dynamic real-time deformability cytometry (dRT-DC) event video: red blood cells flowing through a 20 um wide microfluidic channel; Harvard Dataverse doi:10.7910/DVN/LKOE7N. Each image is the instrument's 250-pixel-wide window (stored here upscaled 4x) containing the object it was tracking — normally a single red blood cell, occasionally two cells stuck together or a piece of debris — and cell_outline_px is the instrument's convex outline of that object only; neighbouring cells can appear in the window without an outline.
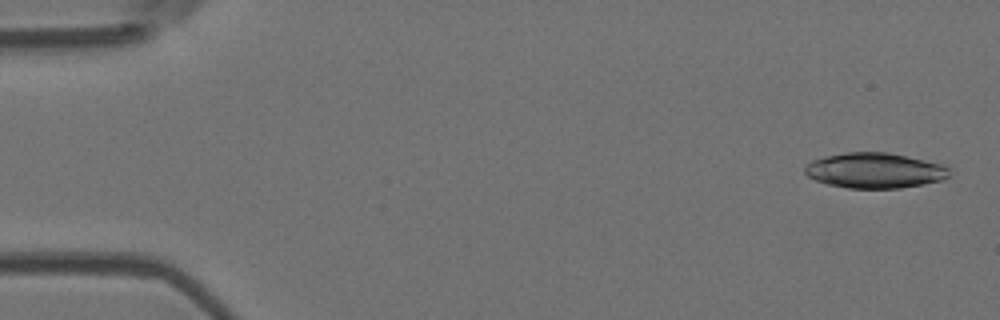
{"species": "Egyptian fruit bat (a non-hibernating species)", "species_latin": "Rousettus aegyptiacus", "temperature_condition": "room temperature", "stored_images_in_passage": 6, "camera_frame_rate_fps": 3000, "um_per_image_px": 0.085, "animal": {"sex": "female"}, "frame": {"image": 1, "passage_image": 1, "time_ms": 0.0, "image_size_px": [1000, 320], "cell_outline_px": [[948, 176], [944, 180], [924, 184], [900, 188], [848, 188], [828, 184], [816, 180], [808, 176], [804, 172], [804, 164], [812, 160], [824, 156], [848, 152], [888, 152], [924, 160], [940, 164], [948, 168]], "centroid_in_image_um": [74.31, 14.49], "position_along_channel_um": 10.7, "area_um2": 29.71}}
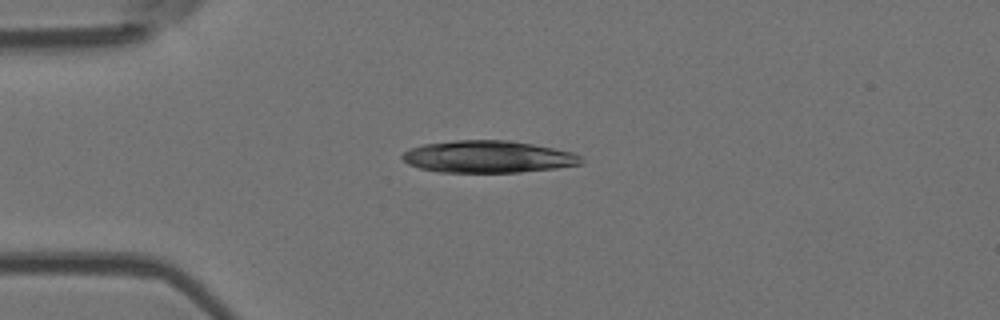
{"frame": {"image": 2, "passage_image": 4, "time_ms": 3.667, "image_size_px": [1000, 320], "cell_outline_px": [[584, 164], [556, 168], [520, 172], [440, 172], [420, 168], [408, 164], [400, 156], [404, 152], [412, 148], [424, 144], [452, 140], [508, 140], [532, 144], [572, 152], [580, 156], [584, 160]], "centroid_in_image_um": [41.5, 13.32], "position_along_channel_um": 43.5, "area_um2": 33.41}}